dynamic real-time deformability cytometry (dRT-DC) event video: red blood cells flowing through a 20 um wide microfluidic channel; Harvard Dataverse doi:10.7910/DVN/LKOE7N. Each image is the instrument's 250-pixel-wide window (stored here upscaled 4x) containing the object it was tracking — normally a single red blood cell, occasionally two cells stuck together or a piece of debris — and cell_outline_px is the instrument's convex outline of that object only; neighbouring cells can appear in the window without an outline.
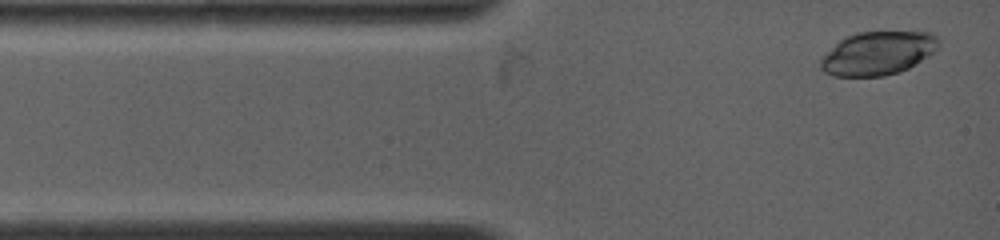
{"species": "common noctule bat (a hibernating species)", "species_latin": "Nyctalus noctula", "temperature_condition": "warm", "stored_images_in_passage": 28, "camera_frame_rate_fps": 4500, "um_per_image_px": 0.085, "animal": {"sex": "female", "body_mass_g": 19.0, "forearm_length_mm": 53.3}, "frame": {"image": 1, "passage_image": 1, "time_ms": 0.0, "image_size_px": [1000, 240], "cell_outline_px": [[940, 40], [936, 48], [928, 56], [908, 68], [884, 76], [832, 76], [824, 72], [820, 68], [820, 56], [844, 36], [856, 32], [932, 32], [940, 36]], "centroid_in_image_um": [74.57, 4.51], "position_along_channel_um": 10.4, "area_um2": 30.11}}
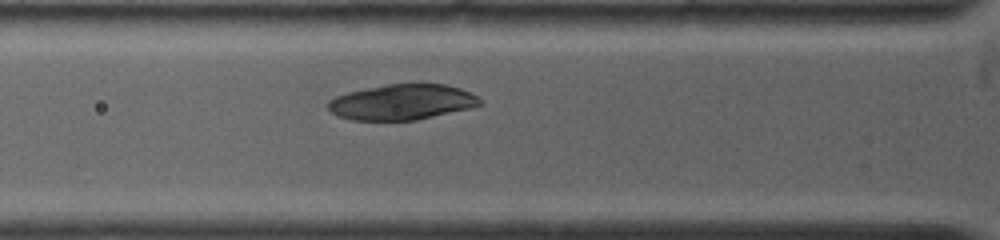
{"frame": {"image": 2, "passage_image": 8, "time_ms": 3.111, "image_size_px": [1000, 240], "cell_outline_px": [[480, 104], [468, 108], [412, 120], [352, 120], [340, 116], [332, 112], [328, 108], [328, 100], [336, 96], [348, 92], [388, 84], [444, 84], [460, 88], [476, 96], [480, 100]], "centroid_in_image_um": [34.12, 8.67], "position_along_channel_um": 91.7, "area_um2": 30.69}}
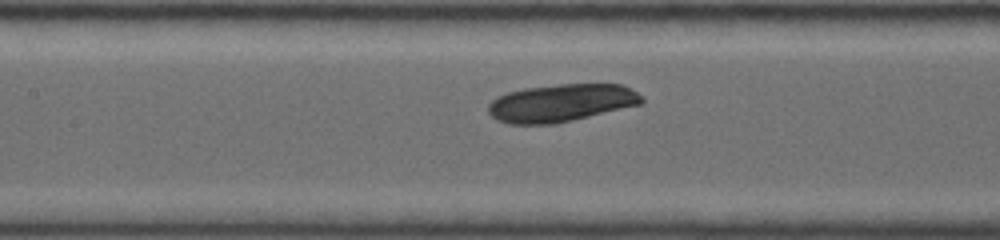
{"frame": {"image": 3, "passage_image": 12, "time_ms": 4.889, "image_size_px": [1000, 240], "cell_outline_px": [[644, 100], [640, 104], [552, 124], [512, 124], [500, 120], [492, 116], [488, 112], [488, 104], [496, 96], [508, 92], [524, 88], [560, 84], [624, 84], [636, 92]], "centroid_in_image_um": [47.66, 8.73], "position_along_channel_um": 159.7, "area_um2": 33.23}}